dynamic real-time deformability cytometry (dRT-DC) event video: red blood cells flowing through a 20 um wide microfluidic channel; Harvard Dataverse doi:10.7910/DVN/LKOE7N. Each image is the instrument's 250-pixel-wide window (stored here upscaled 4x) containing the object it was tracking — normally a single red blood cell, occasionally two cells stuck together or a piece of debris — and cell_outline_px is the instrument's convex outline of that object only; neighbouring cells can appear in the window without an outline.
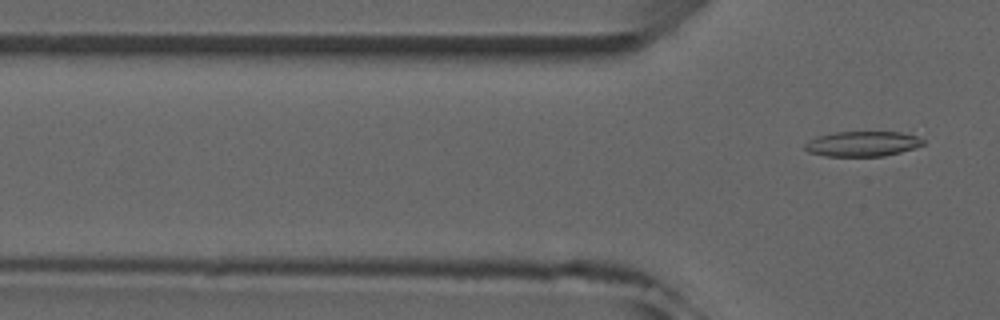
{"species": "common noctule bat (a hibernating species)", "species_latin": "Nyctalus noctula", "temperature_condition": "room temperature", "stored_images_in_passage": 6, "camera_frame_rate_fps": 3000, "um_per_image_px": 0.085, "animal": {"sex": "male", "forearm_length_mm": 52.5}, "frame": {"image": 1, "passage_image": 6, "time_ms": 6.667, "image_size_px": [1000, 320], "cell_outline_px": [[924, 144], [900, 152], [884, 156], [824, 156], [808, 152], [804, 148], [804, 144], [808, 140], [816, 136], [836, 132], [900, 132], [916, 136], [924, 140]], "centroid_in_image_um": [73.25, 12.22], "position_along_channel_um": 52.5, "area_um2": 17.28}}